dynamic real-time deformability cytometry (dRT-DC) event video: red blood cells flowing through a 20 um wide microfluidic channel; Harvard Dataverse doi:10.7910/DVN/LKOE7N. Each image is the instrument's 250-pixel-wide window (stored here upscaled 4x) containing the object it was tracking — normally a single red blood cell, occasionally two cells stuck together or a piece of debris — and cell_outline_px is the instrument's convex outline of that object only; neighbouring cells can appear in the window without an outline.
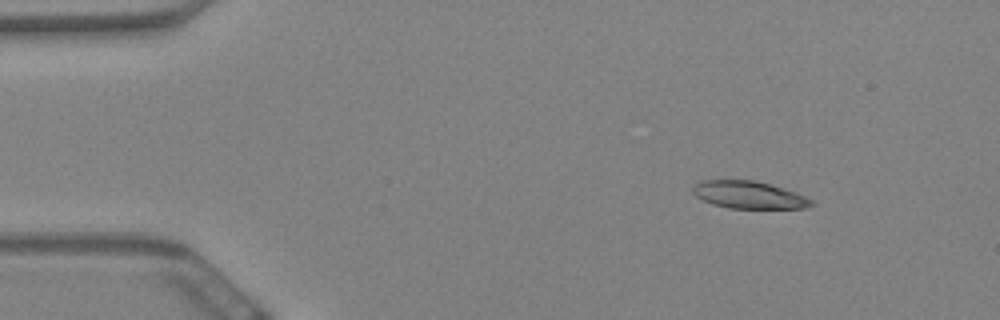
{"species": "Egyptian fruit bat (a non-hibernating species)", "species_latin": "Rousettus aegyptiacus", "temperature_condition": "warm", "stored_images_in_passage": 53, "camera_frame_rate_fps": 3000, "um_per_image_px": 0.085, "animal": {"sex": "female"}, "frame": {"image": 1, "passage_image": 1, "time_ms": 0.0, "image_size_px": [1000, 320], "cell_outline_px": [[816, 204], [804, 208], [728, 208], [712, 204], [696, 196], [692, 192], [692, 188], [700, 180], [752, 180], [768, 184], [804, 196], [812, 200]], "centroid_in_image_um": [63.61, 16.57], "position_along_channel_um": 21.4, "area_um2": 18.61}}
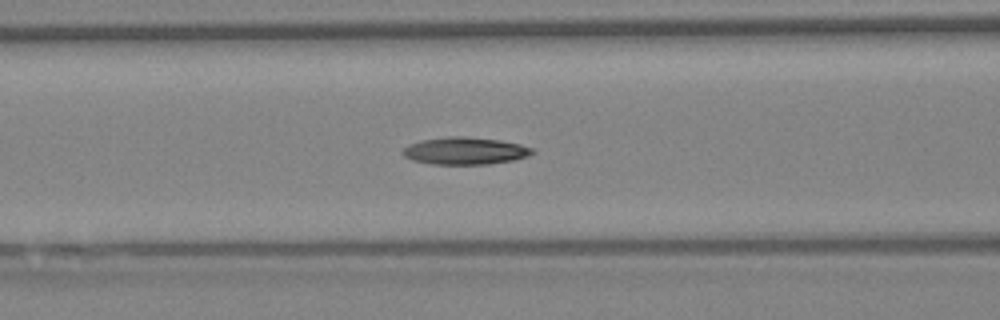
{"frame": {"image": 2, "passage_image": 18, "time_ms": 5.667, "image_size_px": [1000, 320], "cell_outline_px": [[536, 152], [528, 156], [512, 160], [488, 164], [432, 164], [412, 160], [404, 156], [400, 152], [408, 144], [420, 140], [448, 136], [464, 136], [500, 140], [520, 144], [532, 148]], "centroid_in_image_um": [39.5, 12.81], "position_along_channel_um": 127.1, "area_um2": 20.69}}
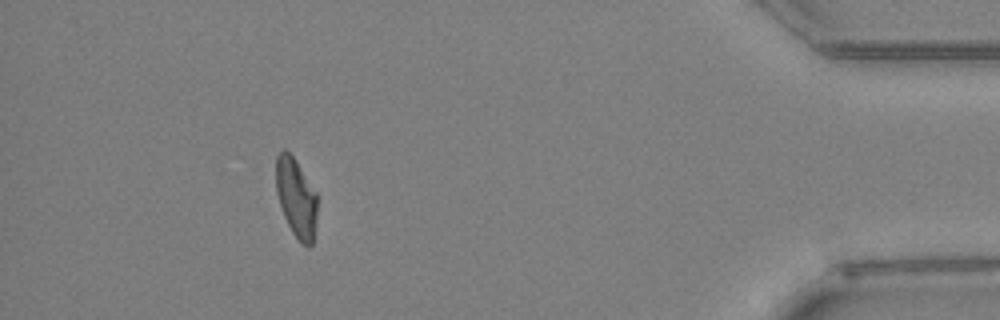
{"frame": {"image": 3, "passage_image": 48, "time_ms": 15.667, "image_size_px": [1000, 320], "cell_outline_px": [[316, 220], [312, 244], [308, 248], [300, 244], [292, 232], [284, 216], [276, 192], [276, 156], [284, 148], [296, 160], [316, 192]], "centroid_in_image_um": [25.17, 16.83], "position_along_channel_um": 410.0, "area_um2": 18.96}, "authors_computed_cell_mechanics": {"area_um2": 19.8832, "velocity_mm_per_s": 3.394, "shape_relaxation_time_tau1_ms": 7.668, "shape_relaxation_time_tau2_ms": 3.5548, "deformation_change_tau1": 0.2285, "deformation_change_tau2": 0.0972}}